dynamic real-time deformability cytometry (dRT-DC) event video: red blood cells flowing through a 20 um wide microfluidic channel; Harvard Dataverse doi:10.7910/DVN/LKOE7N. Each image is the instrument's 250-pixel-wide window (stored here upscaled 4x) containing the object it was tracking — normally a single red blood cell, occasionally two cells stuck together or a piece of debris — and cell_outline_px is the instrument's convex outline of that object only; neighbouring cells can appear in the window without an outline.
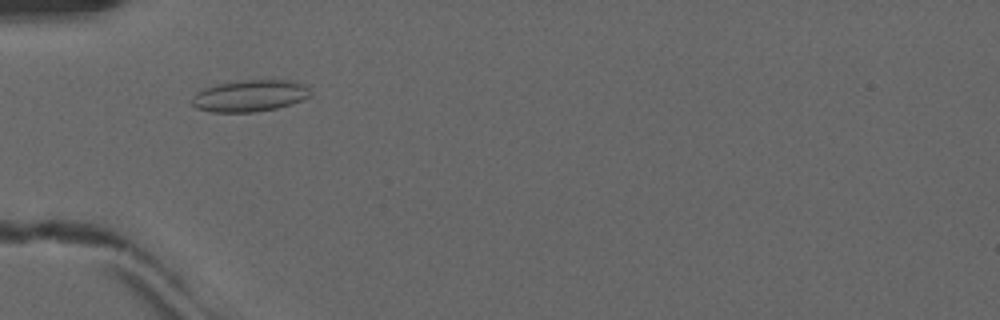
{"species": "common noctule bat (a hibernating species)", "species_latin": "Nyctalus noctula", "temperature_condition": "warm", "stored_images_in_passage": 49, "camera_frame_rate_fps": 3000, "um_per_image_px": 0.085, "animal": {"sex": "male", "forearm_length_mm": 52.5}, "frame": {"image": 1, "passage_image": 15, "time_ms": 4.667, "image_size_px": [1000, 320], "cell_outline_px": [[312, 96], [276, 108], [252, 112], [212, 112], [196, 108], [192, 104], [192, 96], [196, 92], [204, 88], [220, 84], [240, 80], [292, 80], [304, 84], [312, 92]], "centroid_in_image_um": [21.23, 8.13], "position_along_channel_um": 63.8, "area_um2": 21.79}}
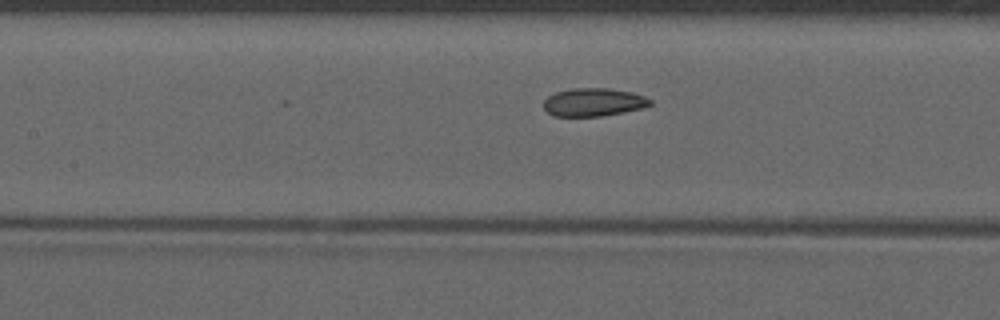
{"frame": {"image": 2, "passage_image": 22, "time_ms": 7.0, "image_size_px": [1000, 320], "cell_outline_px": [[652, 104], [644, 108], [624, 112], [600, 116], [556, 116], [548, 112], [544, 108], [544, 100], [548, 96], [556, 92], [572, 88], [608, 88], [632, 92], [644, 96], [652, 100]], "centroid_in_image_um": [50.48, 8.68], "position_along_channel_um": 156.9, "area_um2": 17.46}}
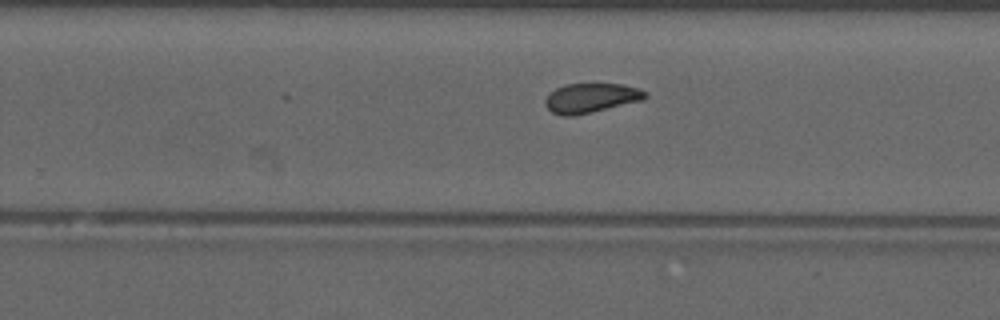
{"frame": {"image": 3, "passage_image": 31, "time_ms": 10.0, "image_size_px": [1000, 320], "cell_outline_px": [[648, 96], [644, 100], [592, 112], [572, 116], [564, 116], [552, 112], [544, 104], [544, 100], [548, 92], [564, 84], [624, 84], [648, 92]], "centroid_in_image_um": [50.22, 8.32], "position_along_channel_um": 279.6, "area_um2": 17.34}, "authors_computed_cell_mechanics": {"area_um2": 17.5134, "velocity_mm_per_s": 4.1061, "shape_relaxation_time_tau1_ms": null, "shape_relaxation_time_tau2_ms": 1.8813, "deformation_change_tau1": null, "deformation_change_tau2": 0.0612}}